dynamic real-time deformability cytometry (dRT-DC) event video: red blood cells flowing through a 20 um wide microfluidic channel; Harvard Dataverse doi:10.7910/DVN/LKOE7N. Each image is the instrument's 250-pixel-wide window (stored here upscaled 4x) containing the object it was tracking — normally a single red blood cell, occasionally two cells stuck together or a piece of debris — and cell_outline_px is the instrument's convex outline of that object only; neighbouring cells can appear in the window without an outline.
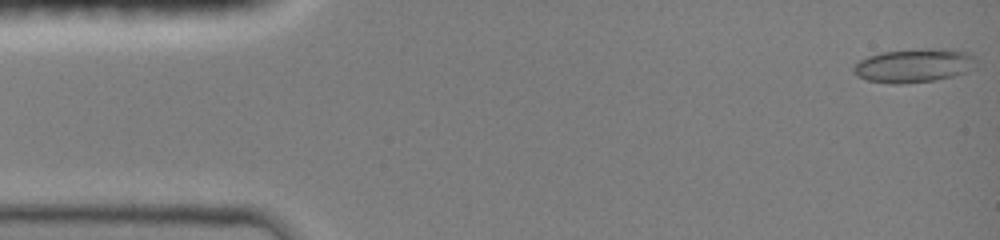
{"species": "common noctule bat (a hibernating species)", "species_latin": "Nyctalus noctula", "temperature_condition": "room temperature", "stored_images_in_passage": 47, "camera_frame_rate_fps": 3000, "um_per_image_px": 0.085, "animal": {"sex": "female", "body_mass_g": 19.0, "forearm_length_mm": 51.5}, "frame": {"image": 1, "passage_image": 1, "time_ms": 0.0, "image_size_px": [1000, 240], "cell_outline_px": [[976, 68], [968, 72], [952, 76], [932, 80], [904, 84], [892, 84], [868, 80], [856, 76], [852, 72], [852, 68], [860, 60], [868, 56], [884, 52], [920, 48], [944, 48], [964, 52], [972, 56], [976, 60]], "centroid_in_image_um": [77.69, 5.57], "position_along_channel_um": 7.3, "area_um2": 24.22}}
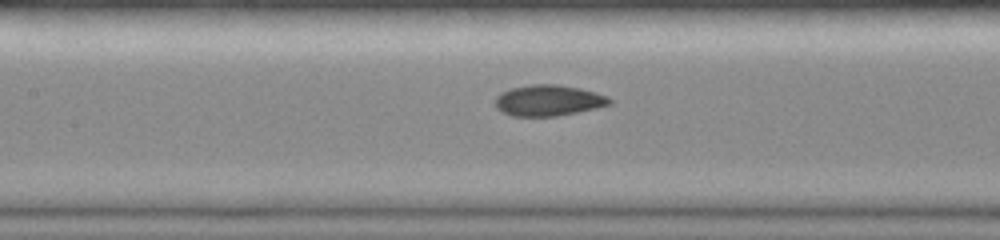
{"frame": {"image": 2, "passage_image": 21, "time_ms": 6.667, "image_size_px": [1000, 240], "cell_outline_px": [[612, 104], [596, 108], [556, 116], [512, 116], [500, 112], [496, 108], [496, 96], [500, 92], [512, 88], [532, 84], [556, 84], [580, 88], [596, 92], [608, 96], [612, 100]], "centroid_in_image_um": [46.61, 8.53], "position_along_channel_um": 160.8, "area_um2": 20.75}}
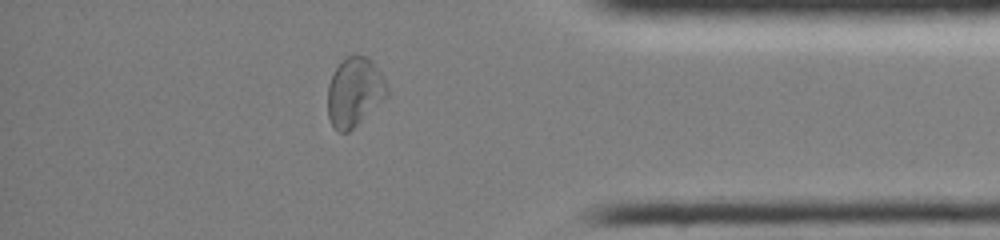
{"frame": {"image": 3, "passage_image": 40, "time_ms": 13.0, "image_size_px": [1000, 240], "cell_outline_px": [[388, 92], [348, 132], [340, 132], [332, 124], [328, 116], [328, 84], [336, 68], [348, 56], [368, 56], [372, 60], [380, 72], [388, 88]], "centroid_in_image_um": [30.1, 7.78], "position_along_channel_um": 405.1, "area_um2": 22.89}, "authors_computed_cell_mechanics": {"area_um2": 21.0392, "velocity_mm_per_s": 4.0743, "shape_relaxation_time_tau1_ms": null, "shape_relaxation_time_tau2_ms": 1.5694, "deformation_change_tau1": null, "deformation_change_tau2": 0.0573}}